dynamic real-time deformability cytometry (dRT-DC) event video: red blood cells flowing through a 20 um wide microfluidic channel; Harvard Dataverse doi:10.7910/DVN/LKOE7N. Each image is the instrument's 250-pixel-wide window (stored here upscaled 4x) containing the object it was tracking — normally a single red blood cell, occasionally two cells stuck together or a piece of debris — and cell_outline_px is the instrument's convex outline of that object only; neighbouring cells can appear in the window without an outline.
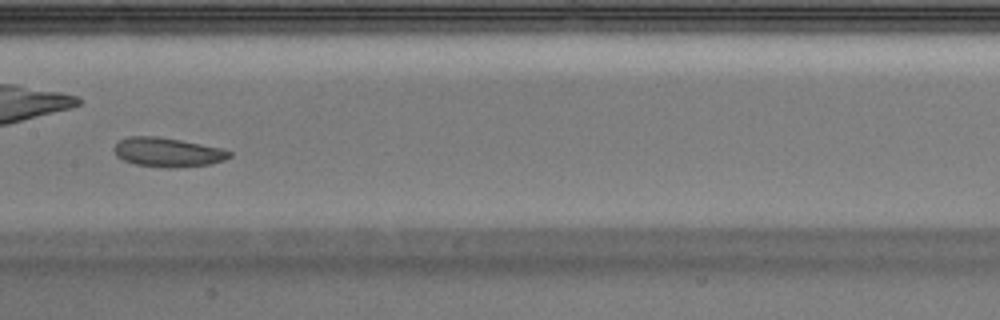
{"species": "Egyptian fruit bat (a non-hibernating species)", "species_latin": "Rousettus aegyptiacus", "temperature_condition": "warm", "stored_images_in_passage": 29, "camera_frame_rate_fps": 3000, "um_per_image_px": 0.085, "animal": {"sex": "male"}, "frame": {"image": 1, "passage_image": 9, "time_ms": 2.667, "image_size_px": [1000, 320], "cell_outline_px": [[232, 156], [224, 160], [212, 164], [172, 168], [164, 168], [136, 164], [124, 160], [116, 156], [112, 148], [120, 140], [128, 136], [156, 136], [180, 140], [224, 148], [232, 152]], "centroid_in_image_um": [14.27, 12.94], "position_along_channel_um": 193.1, "area_um2": 19.83}}